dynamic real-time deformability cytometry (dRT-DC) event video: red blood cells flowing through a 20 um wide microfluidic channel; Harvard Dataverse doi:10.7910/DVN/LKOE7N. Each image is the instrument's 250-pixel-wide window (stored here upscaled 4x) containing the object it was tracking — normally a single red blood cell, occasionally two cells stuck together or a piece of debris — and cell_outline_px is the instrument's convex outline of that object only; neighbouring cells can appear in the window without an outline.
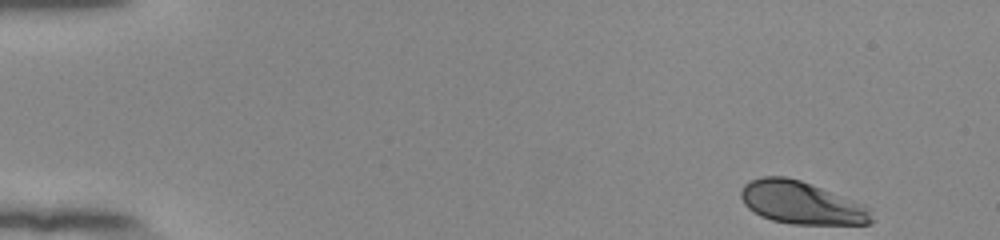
{"species": "human", "species_latin": "Homo sapiens", "temperature_condition": "room temperature", "stored_images_in_passage": 50, "camera_frame_rate_fps": 3000, "um_per_image_px": 0.085, "donor": {"sex": "female"}, "frame": {"image": 1, "passage_image": 1, "time_ms": 0.0, "image_size_px": [1000, 240], "cell_outline_px": [[876, 220], [868, 224], [792, 224], [772, 220], [760, 216], [748, 208], [744, 204], [740, 196], [740, 192], [744, 184], [748, 180], [764, 176], [784, 176], [800, 180], [864, 204], [872, 208]], "centroid_in_image_um": [68.15, 17.24], "position_along_channel_um": 16.9, "area_um2": 32.77}}
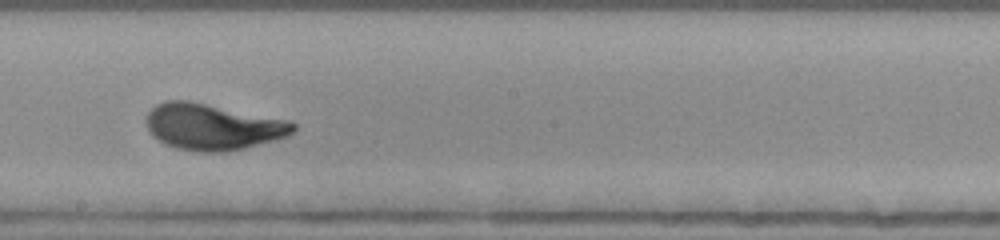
{"frame": {"image": 2, "passage_image": 28, "time_ms": 9.0, "image_size_px": [1000, 240], "cell_outline_px": [[296, 128], [288, 136], [244, 148], [224, 152], [200, 152], [176, 148], [152, 136], [144, 120], [144, 116], [156, 104], [164, 100], [188, 100], [288, 120], [296, 124]], "centroid_in_image_um": [18.04, 10.77], "position_along_channel_um": 230.2, "area_um2": 39.54}}
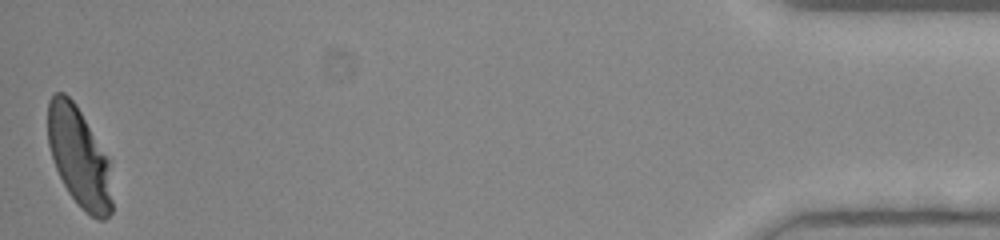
{"frame": {"image": 3, "passage_image": 50, "time_ms": 16.333, "image_size_px": [1000, 240], "cell_outline_px": [[112, 212], [104, 220], [100, 220], [92, 216], [80, 208], [68, 192], [56, 168], [48, 144], [48, 100], [56, 92], [64, 92], [76, 104], [112, 160]], "centroid_in_image_um": [6.78, 13.36], "position_along_channel_um": 428.4, "area_um2": 38.09}, "authors_computed_cell_mechanics": {"area_um2": 37.7723, "velocity_mm_per_s": 3.8681, "shape_relaxation_time_tau1_ms": 2.7569, "shape_relaxation_time_tau2_ms": null, "deformation_change_tau1": 0.1517, "deformation_change_tau2": null}}